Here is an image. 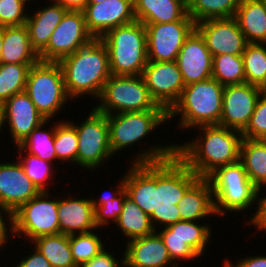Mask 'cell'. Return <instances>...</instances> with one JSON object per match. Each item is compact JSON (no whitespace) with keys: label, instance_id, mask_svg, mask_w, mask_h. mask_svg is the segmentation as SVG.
<instances>
[{"label":"cell","instance_id":"obj_1","mask_svg":"<svg viewBox=\"0 0 266 267\" xmlns=\"http://www.w3.org/2000/svg\"><path fill=\"white\" fill-rule=\"evenodd\" d=\"M197 128L204 135L184 145L175 144V154L198 177L207 178L218 167L240 160L243 139L240 131L220 125H203Z\"/></svg>","mask_w":266,"mask_h":267},{"label":"cell","instance_id":"obj_2","mask_svg":"<svg viewBox=\"0 0 266 267\" xmlns=\"http://www.w3.org/2000/svg\"><path fill=\"white\" fill-rule=\"evenodd\" d=\"M58 63L70 100L86 94L99 98L111 76L107 48L101 37H93Z\"/></svg>","mask_w":266,"mask_h":267},{"label":"cell","instance_id":"obj_3","mask_svg":"<svg viewBox=\"0 0 266 267\" xmlns=\"http://www.w3.org/2000/svg\"><path fill=\"white\" fill-rule=\"evenodd\" d=\"M198 178L176 154L167 160L156 162L155 209L150 215L154 229V221L164 227L181 221L178 203Z\"/></svg>","mask_w":266,"mask_h":267},{"label":"cell","instance_id":"obj_4","mask_svg":"<svg viewBox=\"0 0 266 267\" xmlns=\"http://www.w3.org/2000/svg\"><path fill=\"white\" fill-rule=\"evenodd\" d=\"M223 91L224 86L212 77L186 85L178 102L168 112V120L180 114L178 125L185 129L219 125Z\"/></svg>","mask_w":266,"mask_h":267},{"label":"cell","instance_id":"obj_5","mask_svg":"<svg viewBox=\"0 0 266 267\" xmlns=\"http://www.w3.org/2000/svg\"><path fill=\"white\" fill-rule=\"evenodd\" d=\"M111 75H142L147 65L146 27L140 21L115 27L102 37Z\"/></svg>","mask_w":266,"mask_h":267},{"label":"cell","instance_id":"obj_6","mask_svg":"<svg viewBox=\"0 0 266 267\" xmlns=\"http://www.w3.org/2000/svg\"><path fill=\"white\" fill-rule=\"evenodd\" d=\"M207 178L212 187L216 215H224L227 211H246L259 200L260 191L248 177L240 160L218 167Z\"/></svg>","mask_w":266,"mask_h":267},{"label":"cell","instance_id":"obj_7","mask_svg":"<svg viewBox=\"0 0 266 267\" xmlns=\"http://www.w3.org/2000/svg\"><path fill=\"white\" fill-rule=\"evenodd\" d=\"M140 155L126 171L120 184L126 190L127 197L137 204L147 215L154 211L156 190V162L167 160L175 155V144L153 146Z\"/></svg>","mask_w":266,"mask_h":267},{"label":"cell","instance_id":"obj_8","mask_svg":"<svg viewBox=\"0 0 266 267\" xmlns=\"http://www.w3.org/2000/svg\"><path fill=\"white\" fill-rule=\"evenodd\" d=\"M99 101L94 108L106 115L164 109L150 96L142 75H111L104 84Z\"/></svg>","mask_w":266,"mask_h":267},{"label":"cell","instance_id":"obj_9","mask_svg":"<svg viewBox=\"0 0 266 267\" xmlns=\"http://www.w3.org/2000/svg\"><path fill=\"white\" fill-rule=\"evenodd\" d=\"M25 92L46 120H51L70 99L65 88L63 71L58 62L39 61L32 65Z\"/></svg>","mask_w":266,"mask_h":267},{"label":"cell","instance_id":"obj_10","mask_svg":"<svg viewBox=\"0 0 266 267\" xmlns=\"http://www.w3.org/2000/svg\"><path fill=\"white\" fill-rule=\"evenodd\" d=\"M48 193V191H40L13 213L15 236L24 235L32 241L41 236L60 233L58 199L50 200Z\"/></svg>","mask_w":266,"mask_h":267},{"label":"cell","instance_id":"obj_11","mask_svg":"<svg viewBox=\"0 0 266 267\" xmlns=\"http://www.w3.org/2000/svg\"><path fill=\"white\" fill-rule=\"evenodd\" d=\"M109 143L114 153L142 140L168 120L165 109L108 114Z\"/></svg>","mask_w":266,"mask_h":267},{"label":"cell","instance_id":"obj_12","mask_svg":"<svg viewBox=\"0 0 266 267\" xmlns=\"http://www.w3.org/2000/svg\"><path fill=\"white\" fill-rule=\"evenodd\" d=\"M86 119L77 126L70 123L75 127L78 136L77 164L91 170L101 167L113 152L109 143L107 115L94 108Z\"/></svg>","mask_w":266,"mask_h":267},{"label":"cell","instance_id":"obj_13","mask_svg":"<svg viewBox=\"0 0 266 267\" xmlns=\"http://www.w3.org/2000/svg\"><path fill=\"white\" fill-rule=\"evenodd\" d=\"M92 38L83 11L68 10L52 32L47 47L39 54V59L43 62H59Z\"/></svg>","mask_w":266,"mask_h":267},{"label":"cell","instance_id":"obj_14","mask_svg":"<svg viewBox=\"0 0 266 267\" xmlns=\"http://www.w3.org/2000/svg\"><path fill=\"white\" fill-rule=\"evenodd\" d=\"M148 61H176L185 39L195 29L194 20L144 24Z\"/></svg>","mask_w":266,"mask_h":267},{"label":"cell","instance_id":"obj_15","mask_svg":"<svg viewBox=\"0 0 266 267\" xmlns=\"http://www.w3.org/2000/svg\"><path fill=\"white\" fill-rule=\"evenodd\" d=\"M142 77L152 99L169 112L180 99L185 87L176 61H148Z\"/></svg>","mask_w":266,"mask_h":267},{"label":"cell","instance_id":"obj_16","mask_svg":"<svg viewBox=\"0 0 266 267\" xmlns=\"http://www.w3.org/2000/svg\"><path fill=\"white\" fill-rule=\"evenodd\" d=\"M264 89L248 83L224 86L220 126L240 131L246 129Z\"/></svg>","mask_w":266,"mask_h":267},{"label":"cell","instance_id":"obj_17","mask_svg":"<svg viewBox=\"0 0 266 267\" xmlns=\"http://www.w3.org/2000/svg\"><path fill=\"white\" fill-rule=\"evenodd\" d=\"M212 56L242 55L247 41L235 17L213 18L195 24Z\"/></svg>","mask_w":266,"mask_h":267},{"label":"cell","instance_id":"obj_18","mask_svg":"<svg viewBox=\"0 0 266 267\" xmlns=\"http://www.w3.org/2000/svg\"><path fill=\"white\" fill-rule=\"evenodd\" d=\"M83 13L87 29L93 37H102L110 29L136 21L134 0L88 3Z\"/></svg>","mask_w":266,"mask_h":267},{"label":"cell","instance_id":"obj_19","mask_svg":"<svg viewBox=\"0 0 266 267\" xmlns=\"http://www.w3.org/2000/svg\"><path fill=\"white\" fill-rule=\"evenodd\" d=\"M213 56L201 34L194 29L176 58L185 86L212 77Z\"/></svg>","mask_w":266,"mask_h":267},{"label":"cell","instance_id":"obj_20","mask_svg":"<svg viewBox=\"0 0 266 267\" xmlns=\"http://www.w3.org/2000/svg\"><path fill=\"white\" fill-rule=\"evenodd\" d=\"M40 191L26 176L19 161L0 164V208L14 213Z\"/></svg>","mask_w":266,"mask_h":267},{"label":"cell","instance_id":"obj_21","mask_svg":"<svg viewBox=\"0 0 266 267\" xmlns=\"http://www.w3.org/2000/svg\"><path fill=\"white\" fill-rule=\"evenodd\" d=\"M45 121L25 91L13 95L3 103V123H8L16 146Z\"/></svg>","mask_w":266,"mask_h":267},{"label":"cell","instance_id":"obj_22","mask_svg":"<svg viewBox=\"0 0 266 267\" xmlns=\"http://www.w3.org/2000/svg\"><path fill=\"white\" fill-rule=\"evenodd\" d=\"M126 251L123 254L126 267H177L172 261L166 245L158 232L148 236L135 238L126 243Z\"/></svg>","mask_w":266,"mask_h":267},{"label":"cell","instance_id":"obj_23","mask_svg":"<svg viewBox=\"0 0 266 267\" xmlns=\"http://www.w3.org/2000/svg\"><path fill=\"white\" fill-rule=\"evenodd\" d=\"M57 212L62 234L88 233L97 229L93 198L60 199Z\"/></svg>","mask_w":266,"mask_h":267},{"label":"cell","instance_id":"obj_24","mask_svg":"<svg viewBox=\"0 0 266 267\" xmlns=\"http://www.w3.org/2000/svg\"><path fill=\"white\" fill-rule=\"evenodd\" d=\"M134 14L143 24L193 20L187 11V0H134Z\"/></svg>","mask_w":266,"mask_h":267},{"label":"cell","instance_id":"obj_25","mask_svg":"<svg viewBox=\"0 0 266 267\" xmlns=\"http://www.w3.org/2000/svg\"><path fill=\"white\" fill-rule=\"evenodd\" d=\"M181 220L198 221L216 215L211 184L208 178L199 177L178 203ZM209 215V216H208Z\"/></svg>","mask_w":266,"mask_h":267},{"label":"cell","instance_id":"obj_26","mask_svg":"<svg viewBox=\"0 0 266 267\" xmlns=\"http://www.w3.org/2000/svg\"><path fill=\"white\" fill-rule=\"evenodd\" d=\"M68 10L58 3H51L43 9L36 10L25 22L32 48L39 55L46 47L51 34L62 21Z\"/></svg>","mask_w":266,"mask_h":267},{"label":"cell","instance_id":"obj_27","mask_svg":"<svg viewBox=\"0 0 266 267\" xmlns=\"http://www.w3.org/2000/svg\"><path fill=\"white\" fill-rule=\"evenodd\" d=\"M39 55L32 48L25 25L3 27L0 63L36 64Z\"/></svg>","mask_w":266,"mask_h":267},{"label":"cell","instance_id":"obj_28","mask_svg":"<svg viewBox=\"0 0 266 267\" xmlns=\"http://www.w3.org/2000/svg\"><path fill=\"white\" fill-rule=\"evenodd\" d=\"M234 17L247 43L266 42V6L262 0H241Z\"/></svg>","mask_w":266,"mask_h":267},{"label":"cell","instance_id":"obj_29","mask_svg":"<svg viewBox=\"0 0 266 267\" xmlns=\"http://www.w3.org/2000/svg\"><path fill=\"white\" fill-rule=\"evenodd\" d=\"M240 161L252 183L261 191L262 185H266V143L243 138Z\"/></svg>","mask_w":266,"mask_h":267},{"label":"cell","instance_id":"obj_30","mask_svg":"<svg viewBox=\"0 0 266 267\" xmlns=\"http://www.w3.org/2000/svg\"><path fill=\"white\" fill-rule=\"evenodd\" d=\"M116 225L128 237V241L148 236L156 231L153 228L150 216L127 196Z\"/></svg>","mask_w":266,"mask_h":267},{"label":"cell","instance_id":"obj_31","mask_svg":"<svg viewBox=\"0 0 266 267\" xmlns=\"http://www.w3.org/2000/svg\"><path fill=\"white\" fill-rule=\"evenodd\" d=\"M52 267H78L72 257L69 235L58 233L38 237L31 241Z\"/></svg>","mask_w":266,"mask_h":267},{"label":"cell","instance_id":"obj_32","mask_svg":"<svg viewBox=\"0 0 266 267\" xmlns=\"http://www.w3.org/2000/svg\"><path fill=\"white\" fill-rule=\"evenodd\" d=\"M241 0H187L188 15L195 24L213 18L234 17Z\"/></svg>","mask_w":266,"mask_h":267},{"label":"cell","instance_id":"obj_33","mask_svg":"<svg viewBox=\"0 0 266 267\" xmlns=\"http://www.w3.org/2000/svg\"><path fill=\"white\" fill-rule=\"evenodd\" d=\"M245 82L266 90V49L263 43H247L242 54Z\"/></svg>","mask_w":266,"mask_h":267},{"label":"cell","instance_id":"obj_34","mask_svg":"<svg viewBox=\"0 0 266 267\" xmlns=\"http://www.w3.org/2000/svg\"><path fill=\"white\" fill-rule=\"evenodd\" d=\"M34 64L0 63V103L25 91L29 70Z\"/></svg>","mask_w":266,"mask_h":267},{"label":"cell","instance_id":"obj_35","mask_svg":"<svg viewBox=\"0 0 266 267\" xmlns=\"http://www.w3.org/2000/svg\"><path fill=\"white\" fill-rule=\"evenodd\" d=\"M49 121L50 120H46L44 123L40 124L19 146H16L19 151L29 152V154L35 155L49 163H51V160H55L54 135L56 126L54 125V128L52 127V130L48 132L45 129L42 130L43 126Z\"/></svg>","mask_w":266,"mask_h":267},{"label":"cell","instance_id":"obj_36","mask_svg":"<svg viewBox=\"0 0 266 267\" xmlns=\"http://www.w3.org/2000/svg\"><path fill=\"white\" fill-rule=\"evenodd\" d=\"M212 78L223 86L245 83L242 55L213 56Z\"/></svg>","mask_w":266,"mask_h":267},{"label":"cell","instance_id":"obj_37","mask_svg":"<svg viewBox=\"0 0 266 267\" xmlns=\"http://www.w3.org/2000/svg\"><path fill=\"white\" fill-rule=\"evenodd\" d=\"M170 237L183 239L200 257L205 251L210 239L211 229L206 225H199L196 221L181 220L167 227Z\"/></svg>","mask_w":266,"mask_h":267},{"label":"cell","instance_id":"obj_38","mask_svg":"<svg viewBox=\"0 0 266 267\" xmlns=\"http://www.w3.org/2000/svg\"><path fill=\"white\" fill-rule=\"evenodd\" d=\"M117 187L119 188L113 195L108 192L109 194H103L98 201L94 198L95 223L98 229L110 223L109 218L116 223L121 214L127 193L120 183Z\"/></svg>","mask_w":266,"mask_h":267},{"label":"cell","instance_id":"obj_39","mask_svg":"<svg viewBox=\"0 0 266 267\" xmlns=\"http://www.w3.org/2000/svg\"><path fill=\"white\" fill-rule=\"evenodd\" d=\"M54 148L56 159L77 163L78 136L70 120L56 123Z\"/></svg>","mask_w":266,"mask_h":267},{"label":"cell","instance_id":"obj_40","mask_svg":"<svg viewBox=\"0 0 266 267\" xmlns=\"http://www.w3.org/2000/svg\"><path fill=\"white\" fill-rule=\"evenodd\" d=\"M69 245L73 260L78 267L90 261L105 248L102 239L93 232L69 235Z\"/></svg>","mask_w":266,"mask_h":267},{"label":"cell","instance_id":"obj_41","mask_svg":"<svg viewBox=\"0 0 266 267\" xmlns=\"http://www.w3.org/2000/svg\"><path fill=\"white\" fill-rule=\"evenodd\" d=\"M19 152L20 156L18 158V161L22 165L26 176L34 183L39 191H48L45 188V182H50L48 179H50L51 176L54 175L52 174L54 173L52 172L53 167L50 168V165L52 164L38 158L35 155L25 153L26 156H24L22 151ZM21 155L24 157H21Z\"/></svg>","mask_w":266,"mask_h":267},{"label":"cell","instance_id":"obj_42","mask_svg":"<svg viewBox=\"0 0 266 267\" xmlns=\"http://www.w3.org/2000/svg\"><path fill=\"white\" fill-rule=\"evenodd\" d=\"M242 136L250 140H263L266 137V90L261 93Z\"/></svg>","mask_w":266,"mask_h":267},{"label":"cell","instance_id":"obj_43","mask_svg":"<svg viewBox=\"0 0 266 267\" xmlns=\"http://www.w3.org/2000/svg\"><path fill=\"white\" fill-rule=\"evenodd\" d=\"M23 0H0V27L22 26L28 18Z\"/></svg>","mask_w":266,"mask_h":267},{"label":"cell","instance_id":"obj_44","mask_svg":"<svg viewBox=\"0 0 266 267\" xmlns=\"http://www.w3.org/2000/svg\"><path fill=\"white\" fill-rule=\"evenodd\" d=\"M162 238L168 253L173 262L176 263V260H193L197 259L199 255L180 237H170V230L167 227H164V230L158 233ZM175 260V261H174Z\"/></svg>","mask_w":266,"mask_h":267},{"label":"cell","instance_id":"obj_45","mask_svg":"<svg viewBox=\"0 0 266 267\" xmlns=\"http://www.w3.org/2000/svg\"><path fill=\"white\" fill-rule=\"evenodd\" d=\"M121 261L122 262L120 263V261L115 259V256L106 251L105 248L102 249L97 256H94L90 261L83 263L80 267H121L122 265L124 266V259H121Z\"/></svg>","mask_w":266,"mask_h":267},{"label":"cell","instance_id":"obj_46","mask_svg":"<svg viewBox=\"0 0 266 267\" xmlns=\"http://www.w3.org/2000/svg\"><path fill=\"white\" fill-rule=\"evenodd\" d=\"M258 203L257 211L248 222L251 223L250 225L253 224L257 229L259 228L260 231H266V197H259Z\"/></svg>","mask_w":266,"mask_h":267},{"label":"cell","instance_id":"obj_47","mask_svg":"<svg viewBox=\"0 0 266 267\" xmlns=\"http://www.w3.org/2000/svg\"><path fill=\"white\" fill-rule=\"evenodd\" d=\"M30 256L23 258L16 267H52L47 258L36 248Z\"/></svg>","mask_w":266,"mask_h":267},{"label":"cell","instance_id":"obj_48","mask_svg":"<svg viewBox=\"0 0 266 267\" xmlns=\"http://www.w3.org/2000/svg\"><path fill=\"white\" fill-rule=\"evenodd\" d=\"M238 262L236 263V266H234V264L232 265L229 260H225L223 267H266V256H251L246 259L242 258Z\"/></svg>","mask_w":266,"mask_h":267},{"label":"cell","instance_id":"obj_49","mask_svg":"<svg viewBox=\"0 0 266 267\" xmlns=\"http://www.w3.org/2000/svg\"><path fill=\"white\" fill-rule=\"evenodd\" d=\"M1 211H3V212H1ZM4 212L7 215L6 217H8V219H9L8 223L11 224L10 227H9L10 228L9 230L7 229V226H6V223H5V221L8 220V219H5L3 217V214H2ZM9 231H10V233H13V213L8 211V210H6V209L0 208V238H9V237H7L8 236L7 233Z\"/></svg>","mask_w":266,"mask_h":267},{"label":"cell","instance_id":"obj_50","mask_svg":"<svg viewBox=\"0 0 266 267\" xmlns=\"http://www.w3.org/2000/svg\"><path fill=\"white\" fill-rule=\"evenodd\" d=\"M65 7L67 10L83 11L88 4V0H52Z\"/></svg>","mask_w":266,"mask_h":267},{"label":"cell","instance_id":"obj_51","mask_svg":"<svg viewBox=\"0 0 266 267\" xmlns=\"http://www.w3.org/2000/svg\"><path fill=\"white\" fill-rule=\"evenodd\" d=\"M3 125V104L0 103V130L2 129Z\"/></svg>","mask_w":266,"mask_h":267},{"label":"cell","instance_id":"obj_52","mask_svg":"<svg viewBox=\"0 0 266 267\" xmlns=\"http://www.w3.org/2000/svg\"><path fill=\"white\" fill-rule=\"evenodd\" d=\"M2 44H3V27H0V57H1Z\"/></svg>","mask_w":266,"mask_h":267},{"label":"cell","instance_id":"obj_53","mask_svg":"<svg viewBox=\"0 0 266 267\" xmlns=\"http://www.w3.org/2000/svg\"><path fill=\"white\" fill-rule=\"evenodd\" d=\"M7 240V238H0V247L2 248L3 246H5L4 244H6V241ZM0 248V249H1Z\"/></svg>","mask_w":266,"mask_h":267},{"label":"cell","instance_id":"obj_54","mask_svg":"<svg viewBox=\"0 0 266 267\" xmlns=\"http://www.w3.org/2000/svg\"><path fill=\"white\" fill-rule=\"evenodd\" d=\"M105 0H88V3H100Z\"/></svg>","mask_w":266,"mask_h":267}]
</instances>
